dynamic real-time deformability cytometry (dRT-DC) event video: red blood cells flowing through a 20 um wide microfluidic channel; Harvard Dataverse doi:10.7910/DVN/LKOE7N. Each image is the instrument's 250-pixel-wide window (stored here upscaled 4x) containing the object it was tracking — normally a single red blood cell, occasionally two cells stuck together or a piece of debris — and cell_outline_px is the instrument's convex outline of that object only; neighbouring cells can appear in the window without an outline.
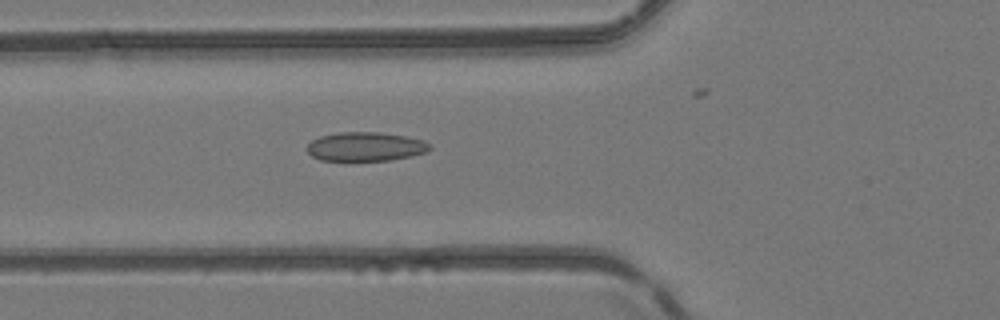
{"species": "common noctule bat (a hibernating species)", "species_latin": "Nyctalus noctula", "temperature_condition": "room temperature", "stored_images_in_passage": 33, "camera_frame_rate_fps": 3000, "um_per_image_px": 0.085, "animal": {"sex": "female", "body_mass_g": 24.6, "forearm_length_mm": 56.2}, "frame": {"image": 1, "passage_image": 11, "time_ms": 3.333, "image_size_px": [1000, 320], "cell_outline_px": [[432, 148], [428, 152], [412, 156], [388, 160], [320, 160], [312, 156], [308, 152], [308, 144], [312, 140], [320, 136], [340, 132], [380, 132], [408, 136], [424, 140], [432, 144]], "centroid_in_image_um": [31.14, 12.45], "position_along_channel_um": 94.7, "area_um2": 20.87}}
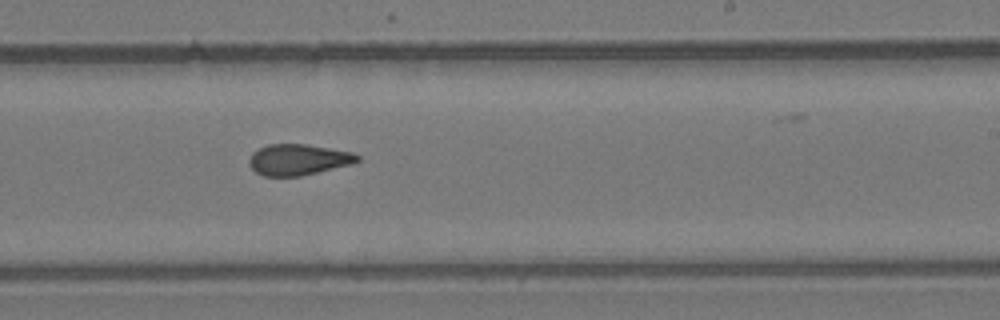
{"frame": {"image": 2, "passage_image": 23, "time_ms": 7.333, "image_size_px": [1000, 320], "cell_outline_px": [[360, 160], [352, 164], [300, 176], [264, 176], [256, 172], [248, 164], [248, 160], [252, 152], [268, 144], [304, 144], [352, 152], [360, 156]], "centroid_in_image_um": [25.33, 13.57], "position_along_channel_um": 263.7, "area_um2": 19.48}}
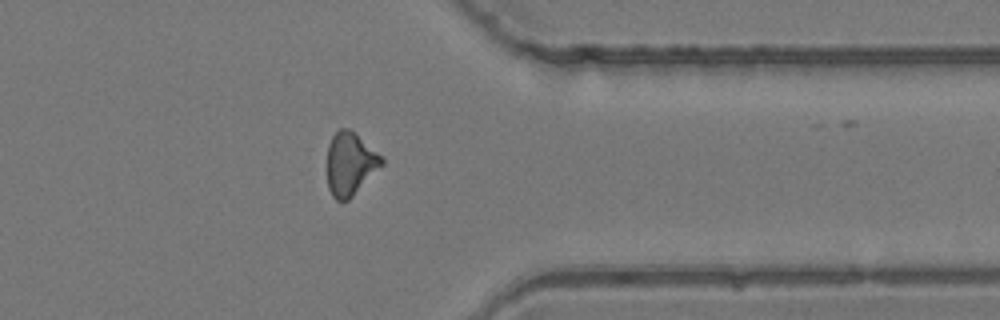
{"frame": {"image": 3, "passage_image": 32, "time_ms": 10.333, "image_size_px": [1000, 320], "cell_outline_px": [[384, 164], [348, 200], [336, 200], [332, 196], [328, 188], [328, 144], [332, 136], [340, 128], [348, 128], [376, 152], [384, 160]], "centroid_in_image_um": [29.74, 13.94], "position_along_channel_um": 381.7, "area_um2": 19.54}}